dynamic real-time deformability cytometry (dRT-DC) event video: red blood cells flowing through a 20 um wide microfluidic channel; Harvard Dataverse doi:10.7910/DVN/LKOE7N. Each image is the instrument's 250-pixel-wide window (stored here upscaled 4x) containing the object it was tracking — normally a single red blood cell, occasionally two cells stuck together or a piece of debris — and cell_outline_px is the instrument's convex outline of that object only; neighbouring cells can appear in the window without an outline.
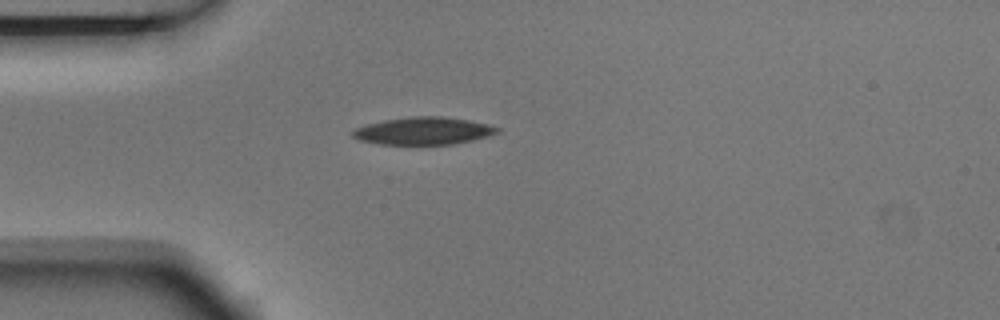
{"species": "Egyptian fruit bat (a non-hibernating species)", "species_latin": "Rousettus aegyptiacus", "temperature_condition": "room temperature", "stored_images_in_passage": 1, "camera_frame_rate_fps": 3000, "um_per_image_px": 0.085, "animal": {"sex": "male"}, "frame": {"image": 1, "passage_image": 1, "time_ms": 0.0, "image_size_px": [1000, 320], "cell_outline_px": [[500, 132], [488, 136], [472, 140], [452, 144], [380, 144], [360, 140], [352, 136], [352, 132], [356, 128], [368, 124], [384, 120], [412, 116], [440, 116], [468, 120], [488, 124], [500, 128]], "centroid_in_image_um": [36.02, 11.12], "position_along_channel_um": 49.0, "area_um2": 22.95}}